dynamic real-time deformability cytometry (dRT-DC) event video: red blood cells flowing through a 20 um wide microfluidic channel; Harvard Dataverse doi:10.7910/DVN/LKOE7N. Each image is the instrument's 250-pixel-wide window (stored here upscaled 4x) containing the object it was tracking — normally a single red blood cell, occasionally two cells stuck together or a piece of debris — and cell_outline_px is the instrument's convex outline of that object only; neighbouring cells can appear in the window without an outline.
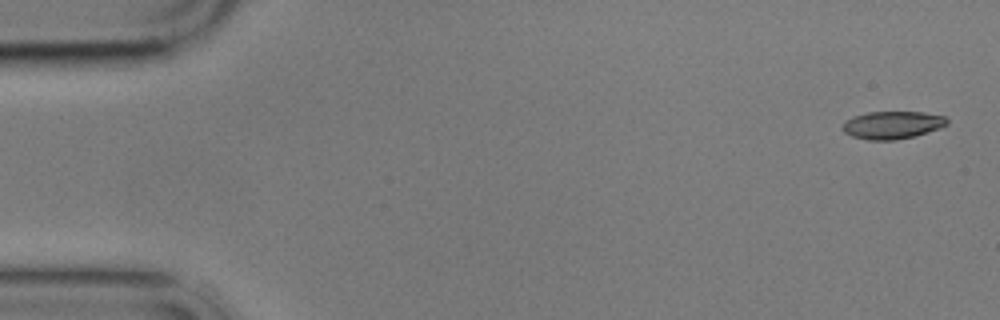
{"species": "common noctule bat (a hibernating species)", "species_latin": "Nyctalus noctula", "temperature_condition": "cold", "stored_images_in_passage": 15, "camera_frame_rate_fps": 3000, "um_per_image_px": 0.085, "animal": {"sex": "male", "body_mass_g": 17.9}, "frame": {"image": 1, "passage_image": 1, "time_ms": 0.0, "image_size_px": [1000, 320], "cell_outline_px": [[948, 124], [940, 128], [916, 136], [896, 140], [868, 140], [852, 136], [844, 132], [840, 128], [844, 120], [852, 116], [868, 112], [924, 112], [944, 116], [948, 120]], "centroid_in_image_um": [75.82, 10.63], "position_along_channel_um": 9.2, "area_um2": 17.11}}
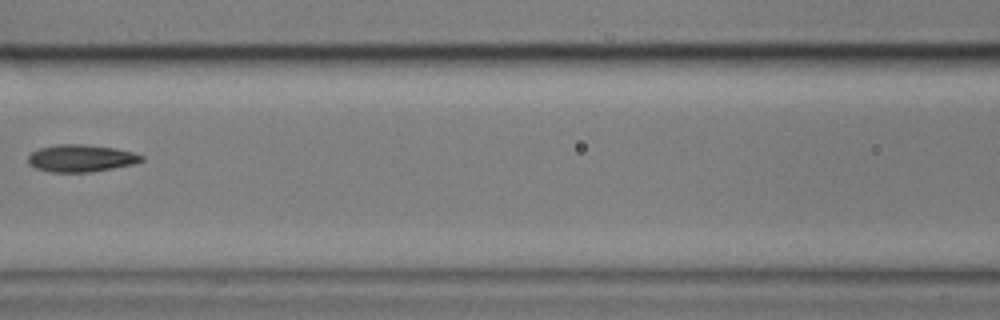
{"frame": {"image": 2, "passage_image": 7, "time_ms": 8.0, "image_size_px": [1000, 320], "cell_outline_px": [[144, 160], [136, 164], [92, 172], [52, 172], [36, 168], [28, 164], [28, 156], [32, 152], [40, 148], [56, 144], [84, 144], [112, 148], [132, 152], [144, 156]], "centroid_in_image_um": [6.89, 13.46], "position_along_channel_um": 159.7, "area_um2": 18.03}}
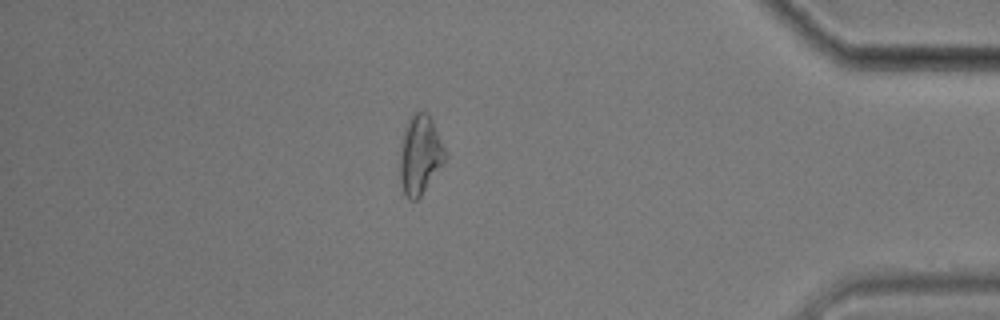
{"frame": {"image": 3, "passage_image": 14, "time_ms": 16.0, "image_size_px": [1000, 320], "cell_outline_px": [[448, 156], [420, 196], [416, 200], [408, 200], [404, 192], [400, 180], [400, 144], [404, 128], [408, 116], [412, 112], [428, 112], [432, 120]], "centroid_in_image_um": [35.68, 13.11], "position_along_channel_um": 399.5, "area_um2": 20.92}, "authors_computed_cell_mechanics": {"area_um2": 17.918, "velocity_mm_per_s": 3.4723, "shape_relaxation_time_tau1_ms": null, "shape_relaxation_time_tau2_ms": 3.0364, "deformation_change_tau1": null, "deformation_change_tau2": 0.0903}}